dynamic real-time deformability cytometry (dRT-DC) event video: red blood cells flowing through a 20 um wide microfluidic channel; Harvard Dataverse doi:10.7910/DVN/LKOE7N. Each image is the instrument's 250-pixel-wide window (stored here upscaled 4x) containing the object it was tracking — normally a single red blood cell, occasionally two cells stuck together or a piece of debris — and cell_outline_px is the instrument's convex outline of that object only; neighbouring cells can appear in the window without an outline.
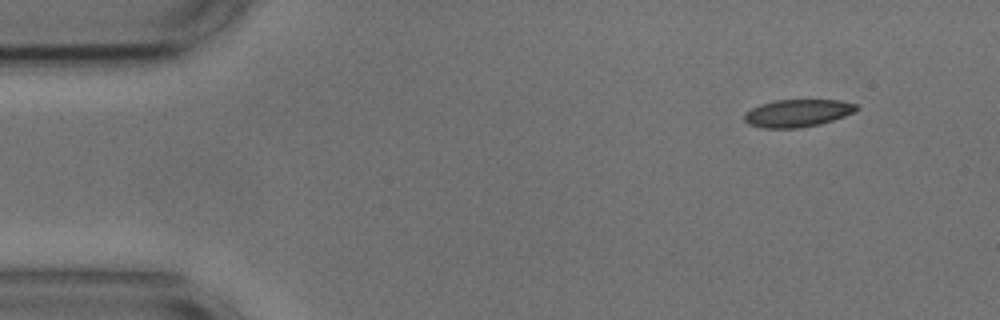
{"species": "common noctule bat (a hibernating species)", "species_latin": "Nyctalus noctula", "temperature_condition": "cold", "stored_images_in_passage": 10, "camera_frame_rate_fps": 3000, "um_per_image_px": 0.085, "animal": {"sex": "male", "body_mass_g": 17.9, "forearm_length_mm": 54.2}, "frame": {"image": 1, "passage_image": 1, "time_ms": 0.0, "image_size_px": [1000, 320], "cell_outline_px": [[860, 108], [844, 116], [820, 124], [796, 128], [764, 128], [748, 124], [744, 120], [744, 112], [760, 104], [776, 100], [840, 100], [856, 104]], "centroid_in_image_um": [67.76, 9.61], "position_along_channel_um": 17.2, "area_um2": 17.92}}